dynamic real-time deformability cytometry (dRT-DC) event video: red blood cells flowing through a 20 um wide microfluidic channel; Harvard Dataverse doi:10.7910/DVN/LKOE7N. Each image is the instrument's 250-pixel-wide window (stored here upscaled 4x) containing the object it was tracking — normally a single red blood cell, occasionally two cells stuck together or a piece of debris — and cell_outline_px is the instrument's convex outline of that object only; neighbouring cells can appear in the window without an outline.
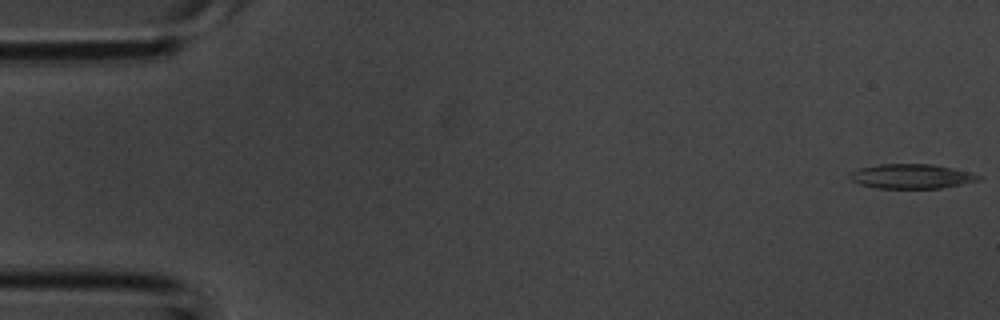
{"species": "common noctule bat (a hibernating species)", "species_latin": "Nyctalus noctula", "temperature_condition": "room temperature", "stored_images_in_passage": 4, "camera_frame_rate_fps": 3000, "um_per_image_px": 0.085, "animal": {"sex": "male", "body_mass_g": 20.1, "forearm_length_mm": 53.5}, "frame": {"image": 1, "passage_image": 1, "time_ms": 0.0, "image_size_px": [1000, 320], "cell_outline_px": [[980, 180], [940, 188], [876, 188], [860, 184], [852, 180], [848, 176], [848, 172], [860, 168], [880, 164], [932, 164], [972, 172], [980, 176]], "centroid_in_image_um": [77.44, 14.98], "position_along_channel_um": 7.6, "area_um2": 18.32}}